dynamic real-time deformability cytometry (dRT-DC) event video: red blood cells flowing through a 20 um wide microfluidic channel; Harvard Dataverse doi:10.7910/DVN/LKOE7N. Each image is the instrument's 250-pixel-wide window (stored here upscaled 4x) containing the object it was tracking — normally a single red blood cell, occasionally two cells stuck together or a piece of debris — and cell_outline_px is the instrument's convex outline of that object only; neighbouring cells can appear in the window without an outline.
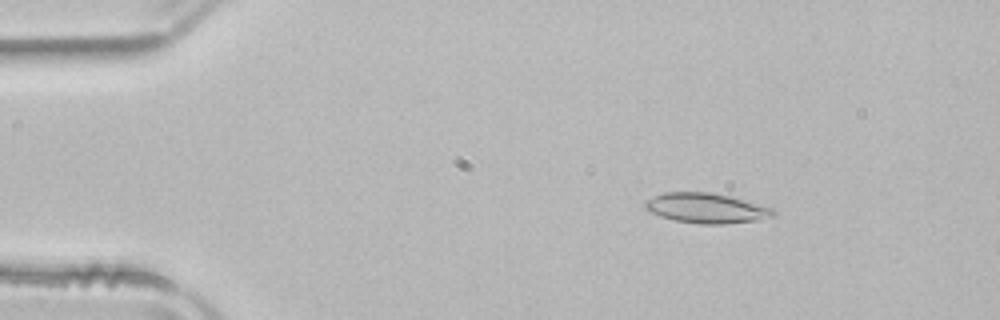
{"species": "common noctule bat (a hibernating species)", "species_latin": "Nyctalus noctula", "temperature_condition": "room temperature", "stored_images_in_passage": 47, "camera_frame_rate_fps": 3000, "um_per_image_px": 0.085, "animal": {"sex": "male", "body_mass_g": 21.5, "forearm_length_mm": 52.0}, "frame": {"image": 1, "passage_image": 4, "time_ms": 1.0, "image_size_px": [1000, 320], "cell_outline_px": [[776, 216], [756, 220], [724, 224], [700, 224], [676, 220], [660, 216], [644, 208], [644, 200], [664, 192], [708, 192], [728, 196], [772, 208], [776, 212]], "centroid_in_image_um": [60.01, 17.69], "position_along_channel_um": 25.0, "area_um2": 22.2}}
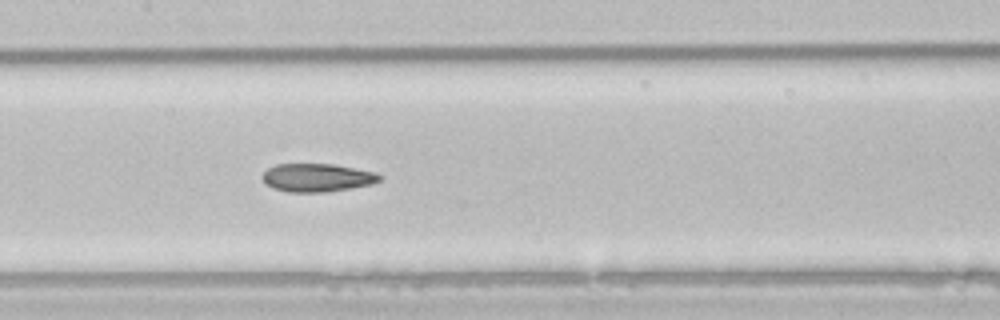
{"frame": {"image": 2, "passage_image": 21, "time_ms": 6.667, "image_size_px": [1000, 320], "cell_outline_px": [[384, 176], [380, 180], [372, 184], [328, 192], [288, 192], [272, 188], [264, 184], [260, 176], [268, 168], [276, 164], [332, 164], [372, 172]], "centroid_in_image_um": [26.89, 15.11], "position_along_channel_um": 180.5, "area_um2": 19.31}}
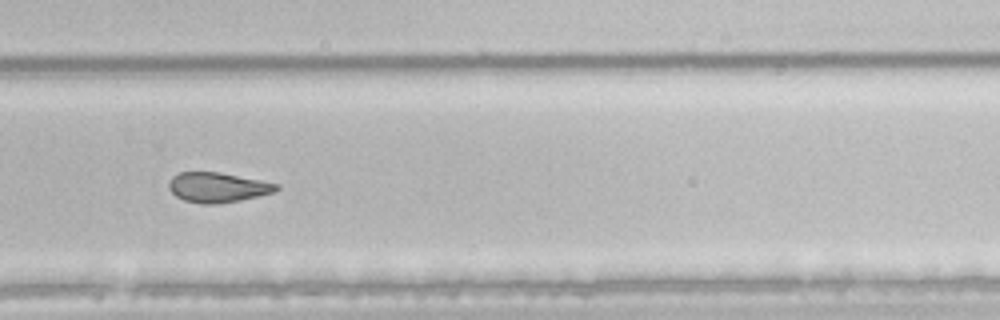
{"frame": {"image": 3, "passage_image": 31, "time_ms": 10.0, "image_size_px": [1000, 320], "cell_outline_px": [[280, 188], [276, 192], [240, 200], [220, 204], [204, 204], [184, 200], [176, 196], [168, 188], [168, 184], [172, 176], [180, 172], [220, 172], [280, 184]], "centroid_in_image_um": [18.52, 15.93], "position_along_channel_um": 311.3, "area_um2": 18.84}, "authors_computed_cell_mechanics": {"area_um2": 20.4612, "velocity_mm_per_s": 3.9472, "shape_relaxation_time_tau1_ms": 6.3278, "shape_relaxation_time_tau2_ms": 2.4973, "deformation_change_tau1": 0.1639, "deformation_change_tau2": 0.1011}}